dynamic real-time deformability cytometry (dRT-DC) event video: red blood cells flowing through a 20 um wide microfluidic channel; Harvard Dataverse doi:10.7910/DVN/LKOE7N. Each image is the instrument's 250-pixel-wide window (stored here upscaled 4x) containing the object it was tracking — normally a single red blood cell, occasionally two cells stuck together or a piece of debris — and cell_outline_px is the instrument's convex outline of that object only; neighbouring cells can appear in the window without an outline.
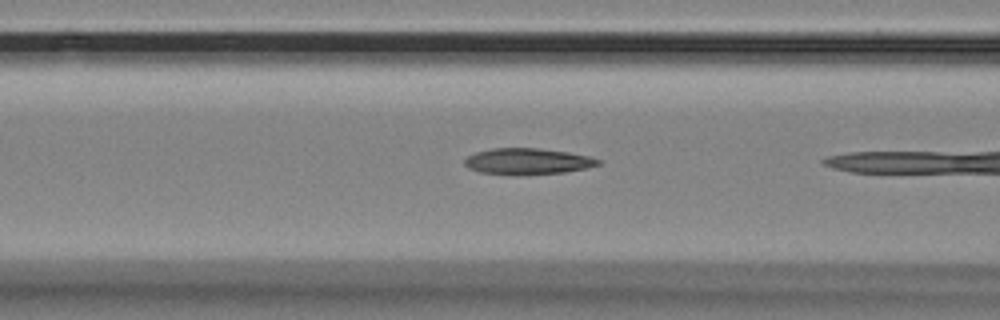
{"species": "Egyptian fruit bat (a non-hibernating species)", "species_latin": "Rousettus aegyptiacus", "temperature_condition": "room temperature", "stored_images_in_passage": 9, "camera_frame_rate_fps": 3000, "um_per_image_px": 0.085, "animal": {"sex": "female"}, "frame": {"image": 1, "passage_image": 7, "time_ms": 2.0, "image_size_px": [1000, 320], "cell_outline_px": [[600, 164], [588, 168], [564, 172], [516, 176], [480, 172], [468, 168], [464, 164], [464, 160], [468, 156], [476, 152], [492, 148], [536, 148], [568, 152], [588, 156], [600, 160]], "centroid_in_image_um": [44.82, 13.73], "position_along_channel_um": 121.8, "area_um2": 20.52}}